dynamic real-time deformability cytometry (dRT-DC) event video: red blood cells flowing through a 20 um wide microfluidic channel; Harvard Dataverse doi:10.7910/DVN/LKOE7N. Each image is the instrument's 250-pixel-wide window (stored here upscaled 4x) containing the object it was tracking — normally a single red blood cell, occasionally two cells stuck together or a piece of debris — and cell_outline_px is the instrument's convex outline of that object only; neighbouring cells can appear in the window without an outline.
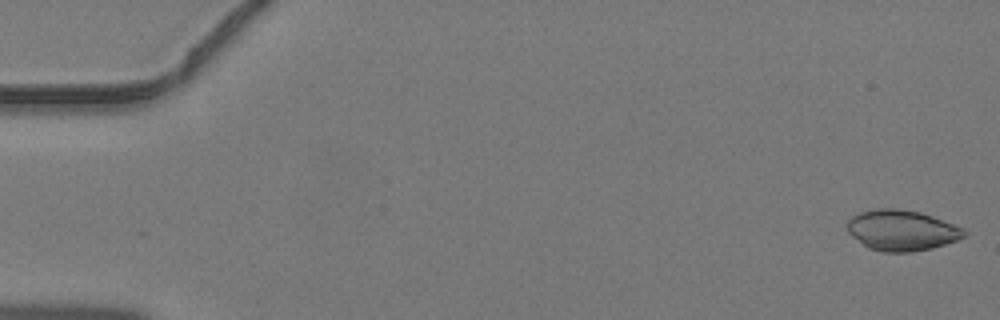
{"species": "common noctule bat (a hibernating species)", "species_latin": "Nyctalus noctula", "temperature_condition": "warm", "stored_images_in_passage": 45, "camera_frame_rate_fps": 3000, "um_per_image_px": 0.085, "animal": {"sex": "male", "body_mass_g": 19.2, "forearm_length_mm": 51.8}, "frame": {"image": 1, "passage_image": 1, "time_ms": 0.0, "image_size_px": [1000, 320], "cell_outline_px": [[968, 232], [964, 236], [956, 240], [932, 248], [912, 252], [884, 252], [868, 248], [852, 236], [848, 232], [848, 220], [852, 216], [860, 212], [876, 208], [900, 208], [920, 212], [932, 216], [964, 228]], "centroid_in_image_um": [76.64, 19.57], "position_along_channel_um": 8.4, "area_um2": 27.69}}
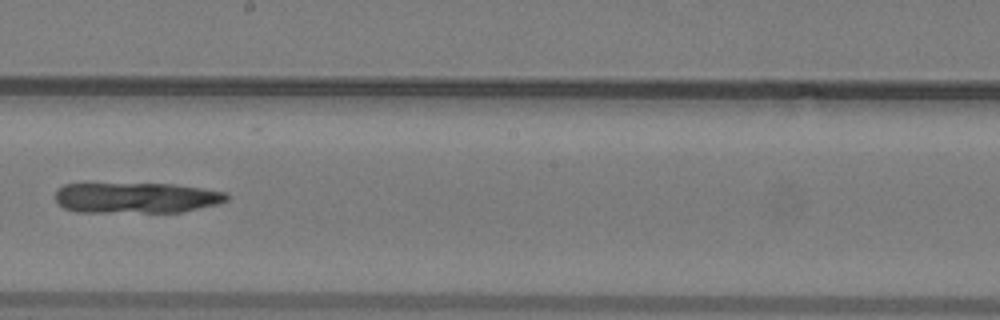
{"frame": {"image": 2, "passage_image": 26, "time_ms": 8.333, "image_size_px": [1000, 320], "cell_outline_px": [[228, 200], [216, 204], [180, 212], [76, 212], [64, 208], [56, 200], [56, 188], [64, 184], [176, 184], [228, 192]], "centroid_in_image_um": [11.58, 16.81], "position_along_channel_um": 236.6, "area_um2": 30.63}}
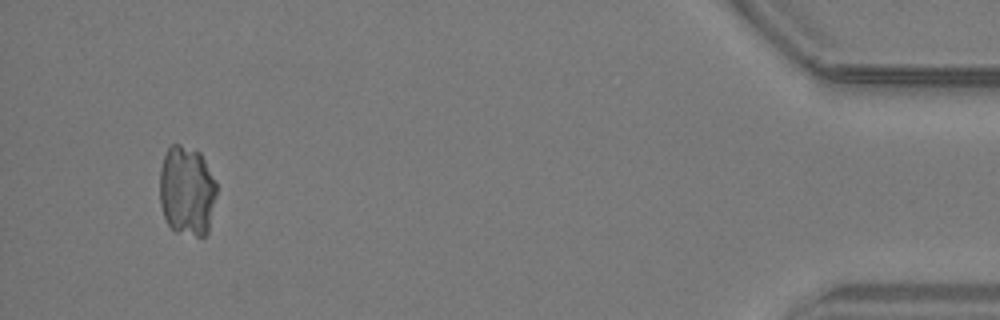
{"frame": {"image": 3, "passage_image": 43, "time_ms": 14.0, "image_size_px": [1000, 320], "cell_outline_px": [[216, 196], [208, 232], [204, 236], [196, 236], [176, 232], [168, 224], [164, 216], [160, 204], [160, 168], [164, 156], [168, 148], [172, 144], [180, 144], [200, 152], [216, 180]], "centroid_in_image_um": [15.89, 16.22], "position_along_channel_um": 419.3, "area_um2": 30.0}}